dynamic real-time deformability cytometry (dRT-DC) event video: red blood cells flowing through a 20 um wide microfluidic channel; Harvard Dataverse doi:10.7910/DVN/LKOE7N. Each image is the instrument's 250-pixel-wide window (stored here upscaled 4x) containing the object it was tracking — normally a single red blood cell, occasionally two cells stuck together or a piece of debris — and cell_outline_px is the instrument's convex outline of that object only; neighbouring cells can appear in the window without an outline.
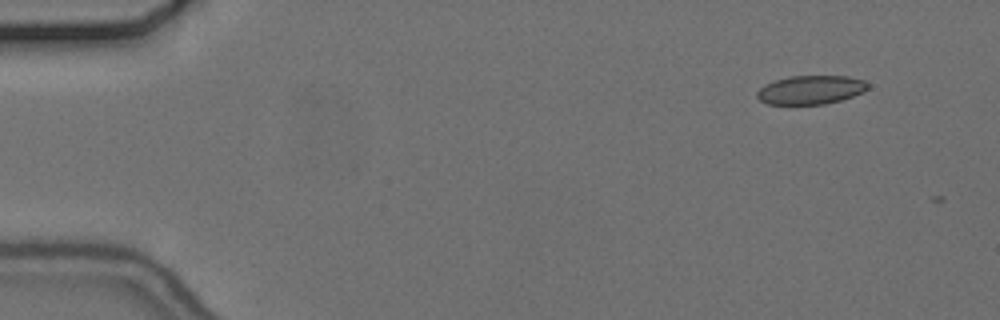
{"species": "common noctule bat (a hibernating species)", "species_latin": "Nyctalus noctula", "temperature_condition": "cold", "stored_images_in_passage": 3, "camera_frame_rate_fps": 3000, "um_per_image_px": 0.085, "animal": {"sex": "female", "body_mass_g": 24.6, "forearm_length_mm": 56.2}, "frame": {"image": 1, "passage_image": 1, "time_ms": 0.0, "image_size_px": [1000, 320], "cell_outline_px": [[868, 88], [864, 92], [840, 100], [824, 104], [768, 104], [760, 100], [756, 96], [756, 92], [764, 84], [788, 76], [848, 76], [864, 80], [868, 84]], "centroid_in_image_um": [68.9, 7.63], "position_along_channel_um": 16.1, "area_um2": 18.55}}